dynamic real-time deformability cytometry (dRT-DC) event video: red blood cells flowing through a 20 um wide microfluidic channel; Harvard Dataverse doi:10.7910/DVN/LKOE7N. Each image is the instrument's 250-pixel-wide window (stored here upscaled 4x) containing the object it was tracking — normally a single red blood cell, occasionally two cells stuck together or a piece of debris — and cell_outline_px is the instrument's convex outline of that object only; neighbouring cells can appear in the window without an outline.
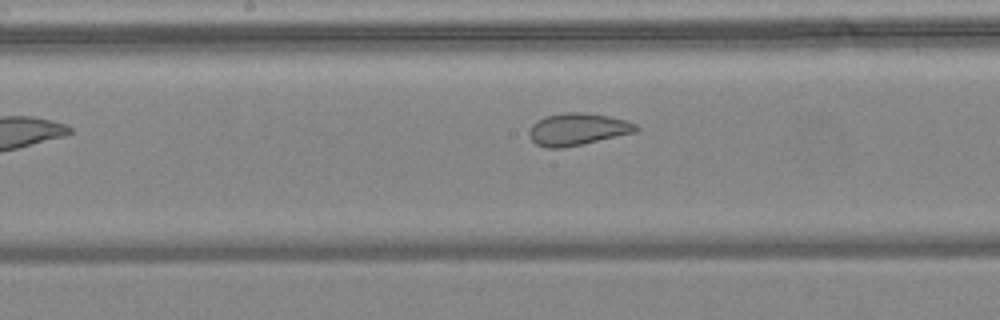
{"species": "common noctule bat (a hibernating species)", "species_latin": "Nyctalus noctula", "temperature_condition": "warm", "stored_images_in_passage": 6, "camera_frame_rate_fps": 3000, "um_per_image_px": 0.085, "animal": {"sex": "female", "body_mass_g": 24.6, "forearm_length_mm": 56.2}, "frame": {"image": 1, "passage_image": 6, "time_ms": 1.667, "image_size_px": [1000, 320], "cell_outline_px": [[640, 128], [636, 132], [584, 144], [564, 148], [548, 148], [536, 144], [528, 136], [528, 132], [532, 124], [536, 120], [544, 116], [564, 112], [584, 112], [608, 116], [624, 120], [636, 124]], "centroid_in_image_um": [49.06, 10.99], "position_along_channel_um": 199.1, "area_um2": 20.23}}